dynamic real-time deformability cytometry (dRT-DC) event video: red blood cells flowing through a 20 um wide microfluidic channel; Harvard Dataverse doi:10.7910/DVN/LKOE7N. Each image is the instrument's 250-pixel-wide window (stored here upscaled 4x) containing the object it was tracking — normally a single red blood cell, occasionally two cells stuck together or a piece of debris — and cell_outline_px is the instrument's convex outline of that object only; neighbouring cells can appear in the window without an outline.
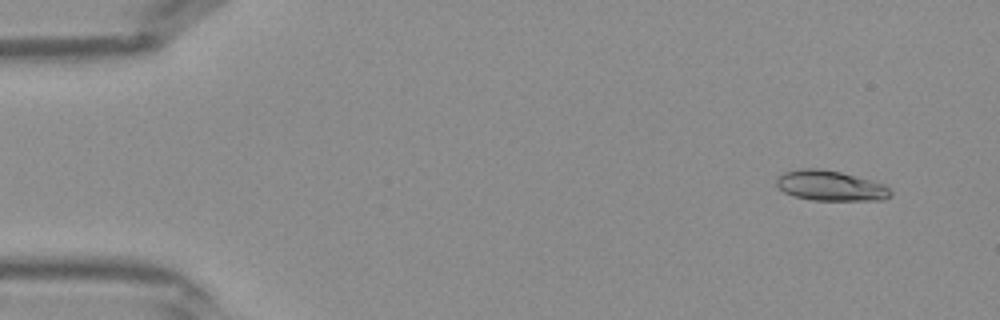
{"species": "Egyptian fruit bat (a non-hibernating species)", "species_latin": "Rousettus aegyptiacus", "temperature_condition": "warm", "stored_images_in_passage": 41, "camera_frame_rate_fps": 3000, "um_per_image_px": 0.085, "frame": {"image": 1, "passage_image": 3, "time_ms": 0.667, "image_size_px": [1000, 320], "cell_outline_px": [[892, 192], [884, 200], [812, 200], [796, 196], [784, 192], [776, 184], [776, 180], [784, 172], [804, 168], [820, 168], [840, 172], [872, 180], [884, 184]], "centroid_in_image_um": [70.6, 15.78], "position_along_channel_um": 14.4, "area_um2": 19.88}}
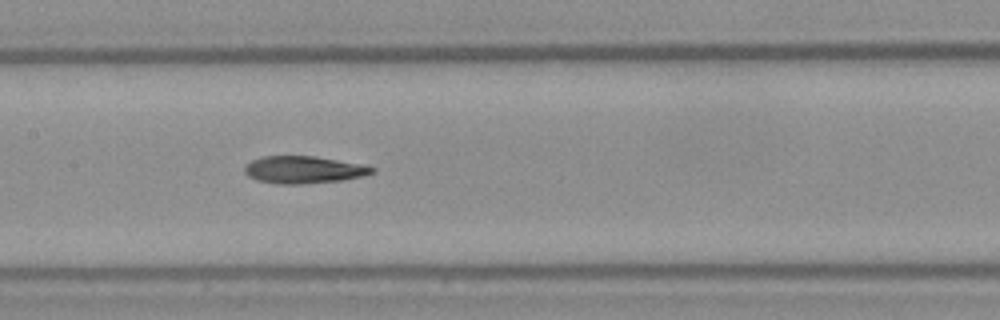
{"frame": {"image": 2, "passage_image": 20, "time_ms": 6.333, "image_size_px": [1000, 320], "cell_outline_px": [[376, 172], [364, 176], [344, 180], [300, 184], [276, 184], [256, 180], [248, 176], [244, 172], [244, 164], [252, 160], [264, 156], [316, 156], [364, 164], [376, 168]], "centroid_in_image_um": [25.83, 14.43], "position_along_channel_um": 181.6, "area_um2": 20.63}}
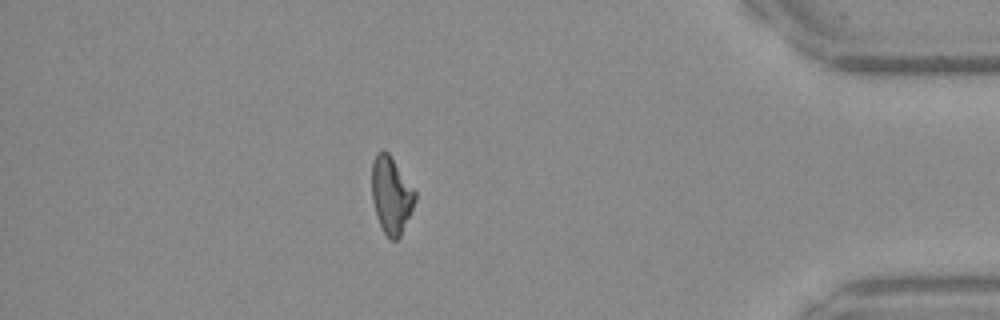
{"frame": {"image": 3, "passage_image": 36, "time_ms": 11.667, "image_size_px": [1000, 320], "cell_outline_px": [[416, 200], [400, 236], [396, 240], [392, 240], [384, 232], [376, 216], [372, 200], [372, 160], [376, 152], [380, 148], [384, 148], [388, 152], [416, 192]], "centroid_in_image_um": [33.23, 16.53], "position_along_channel_um": 402.0, "area_um2": 19.36}}